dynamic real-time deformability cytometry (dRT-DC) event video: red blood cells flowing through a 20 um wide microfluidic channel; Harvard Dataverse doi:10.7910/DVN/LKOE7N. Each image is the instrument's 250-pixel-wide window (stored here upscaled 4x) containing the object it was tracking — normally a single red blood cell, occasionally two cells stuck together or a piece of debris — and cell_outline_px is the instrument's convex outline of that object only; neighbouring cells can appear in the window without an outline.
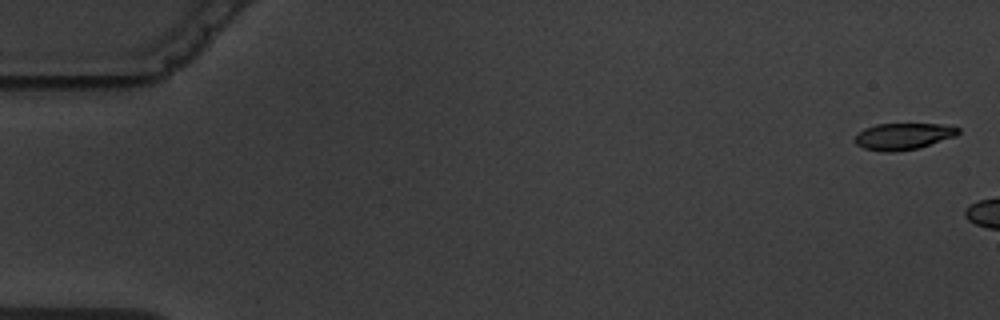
{"species": "common noctule bat (a hibernating species)", "species_latin": "Nyctalus noctula", "temperature_condition": "warm", "stored_images_in_passage": 2, "camera_frame_rate_fps": 3000, "um_per_image_px": 0.085, "animal": {"sex": "male", "body_mass_g": 19.5, "forearm_length_mm": 54.6}, "frame": {"image": 1, "passage_image": 1, "time_ms": 0.0, "image_size_px": [1000, 320], "cell_outline_px": [[960, 132], [956, 136], [916, 148], [892, 152], [884, 152], [864, 148], [856, 144], [852, 140], [864, 128], [876, 124], [948, 124], [960, 128]], "centroid_in_image_um": [76.78, 11.57], "position_along_channel_um": 8.2, "area_um2": 15.95}}